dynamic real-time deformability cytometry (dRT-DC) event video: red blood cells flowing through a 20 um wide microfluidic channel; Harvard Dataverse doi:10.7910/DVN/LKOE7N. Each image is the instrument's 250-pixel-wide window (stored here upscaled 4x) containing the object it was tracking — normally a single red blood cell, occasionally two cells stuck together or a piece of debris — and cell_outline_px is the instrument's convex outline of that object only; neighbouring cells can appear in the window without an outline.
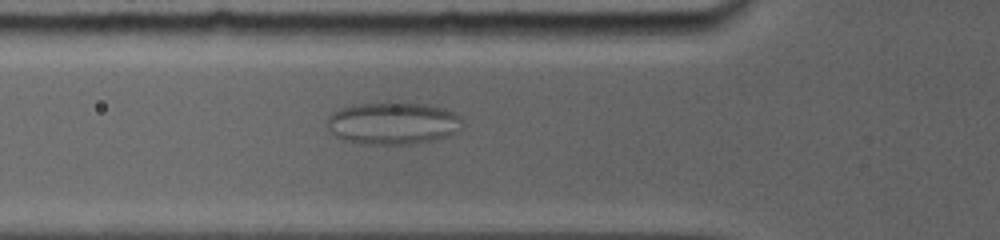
{"species": "common noctule bat (a hibernating species)", "species_latin": "Nyctalus noctula", "temperature_condition": "room temperature", "stored_images_in_passage": 6, "camera_frame_rate_fps": 5000, "um_per_image_px": 0.085, "animal": {"sex": "female", "body_mass_g": 19.0, "forearm_length_mm": 56.7}, "frame": {"image": 1, "passage_image": 6, "time_ms": 2.2, "image_size_px": [1000, 240], "cell_outline_px": [[464, 124], [448, 136], [432, 140], [408, 144], [364, 144], [344, 140], [336, 136], [328, 128], [328, 116], [332, 112], [340, 108], [356, 104], [388, 100], [424, 104], [444, 108], [460, 116]], "centroid_in_image_um": [33.38, 10.44], "position_along_channel_um": 92.4, "area_um2": 33.76}}